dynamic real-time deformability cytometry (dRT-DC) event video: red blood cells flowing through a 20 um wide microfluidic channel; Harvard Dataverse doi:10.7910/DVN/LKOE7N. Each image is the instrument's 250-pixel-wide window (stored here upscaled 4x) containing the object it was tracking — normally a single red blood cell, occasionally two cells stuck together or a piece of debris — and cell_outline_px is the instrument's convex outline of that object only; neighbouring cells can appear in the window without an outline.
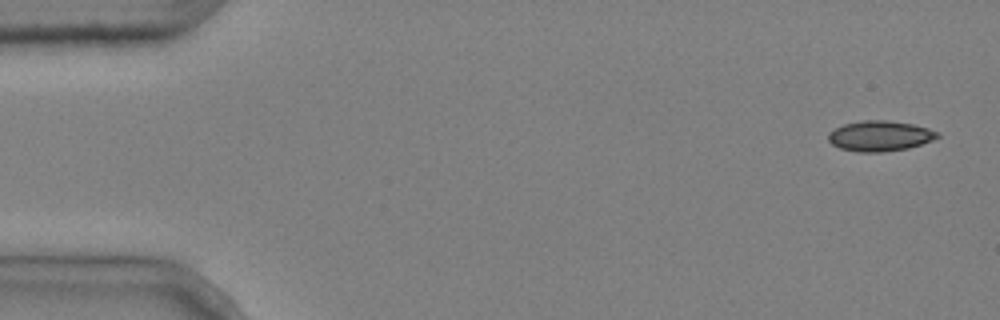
{"species": "common noctule bat (a hibernating species)", "species_latin": "Nyctalus noctula", "temperature_condition": "cold", "stored_images_in_passage": 6, "camera_frame_rate_fps": 3000, "um_per_image_px": 0.085, "animal": {"sex": "male", "body_mass_g": 20.4}, "frame": {"image": 1, "passage_image": 1, "time_ms": 0.0, "image_size_px": [1000, 320], "cell_outline_px": [[940, 136], [932, 140], [908, 148], [884, 152], [856, 152], [840, 148], [832, 144], [828, 140], [828, 132], [844, 124], [864, 120], [888, 120], [912, 124], [928, 128], [940, 132]], "centroid_in_image_um": [74.79, 11.56], "position_along_channel_um": 10.2, "area_um2": 19.36}}
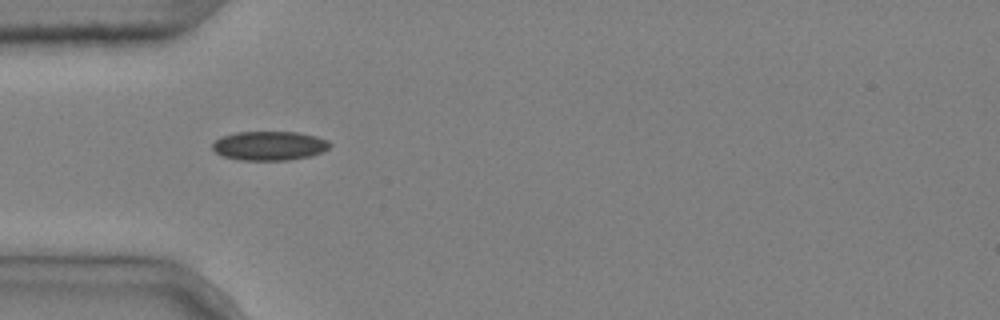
{"frame": {"image": 2, "passage_image": 5, "time_ms": 1.333, "image_size_px": [1000, 320], "cell_outline_px": [[332, 144], [324, 152], [312, 156], [288, 160], [240, 160], [224, 156], [216, 152], [212, 148], [212, 144], [220, 136], [236, 132], [296, 132], [316, 136], [328, 140]], "centroid_in_image_um": [22.92, 12.39], "position_along_channel_um": 62.1, "area_um2": 20.06}}